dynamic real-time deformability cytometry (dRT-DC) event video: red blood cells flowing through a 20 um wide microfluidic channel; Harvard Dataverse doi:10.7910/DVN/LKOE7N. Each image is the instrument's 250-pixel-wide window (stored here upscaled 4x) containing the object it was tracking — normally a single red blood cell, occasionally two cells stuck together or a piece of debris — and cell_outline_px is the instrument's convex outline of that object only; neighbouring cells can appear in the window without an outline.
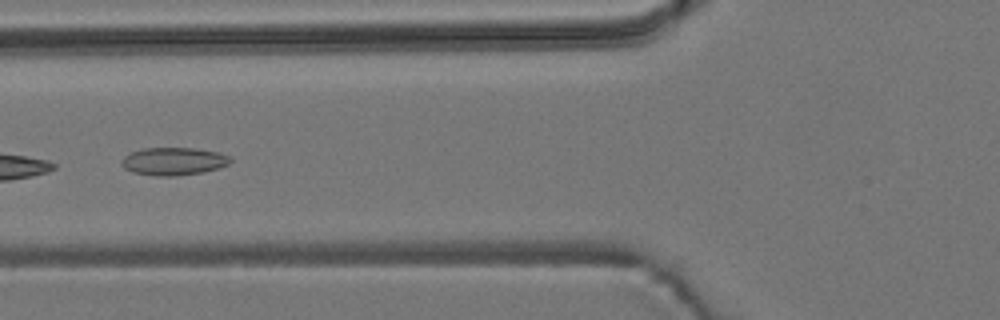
{"species": "common noctule bat (a hibernating species)", "species_latin": "Nyctalus noctula", "temperature_condition": "room temperature", "stored_images_in_passage": 6, "segment_of_instrument_passage": [2, 2], "camera_frame_rate_fps": 3000, "um_per_image_px": 0.085, "animal": {"sex": "male", "body_mass_g": 19.2, "forearm_length_mm": 51.8}, "frame": {"image": 1, "passage_image": 4, "time_ms": 1.0, "image_size_px": [1000, 320], "cell_outline_px": [[232, 160], [228, 164], [220, 168], [204, 172], [176, 176], [156, 176], [132, 172], [124, 168], [120, 164], [124, 156], [132, 152], [144, 148], [192, 148], [220, 152], [232, 156]], "centroid_in_image_um": [14.79, 13.71], "position_along_channel_um": 111.0, "area_um2": 17.8}}
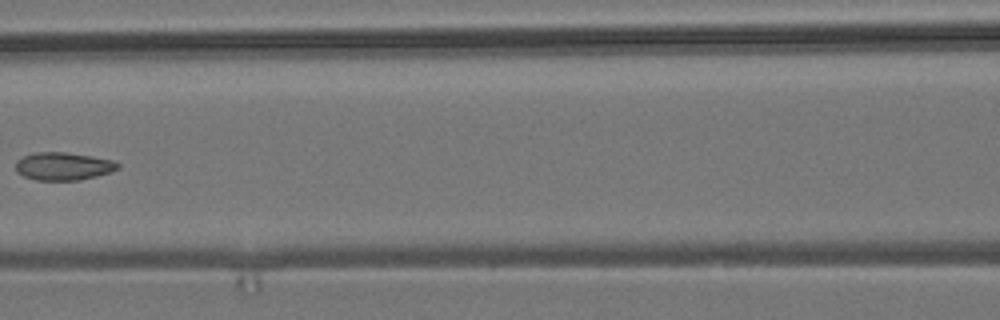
{"frame": {"image": 2, "passage_image": 5, "time_ms": 1.333, "image_size_px": [1000, 320], "cell_outline_px": [[120, 168], [96, 176], [76, 180], [36, 180], [24, 176], [16, 172], [16, 160], [24, 156], [36, 152], [64, 152], [92, 156], [112, 160], [120, 164]], "centroid_in_image_um": [5.36, 14.12], "position_along_channel_um": 161.2, "area_um2": 16.47}}
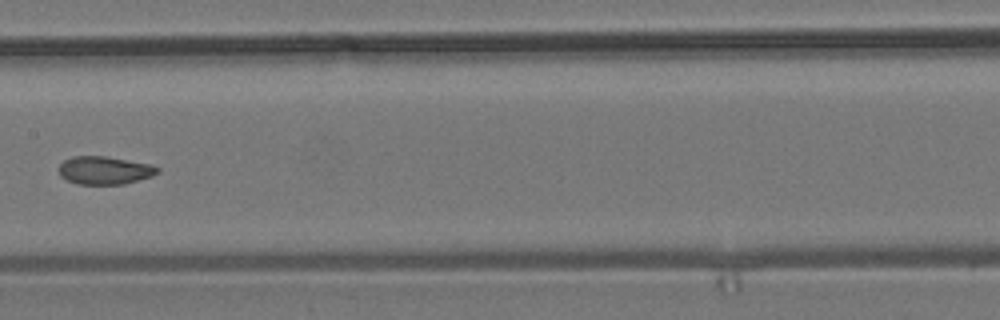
{"frame": {"image": 3, "passage_image": 6, "time_ms": 1.667, "image_size_px": [1000, 320], "cell_outline_px": [[160, 172], [152, 176], [124, 184], [76, 184], [60, 176], [60, 164], [64, 160], [72, 156], [104, 156], [148, 164], [160, 168]], "centroid_in_image_um": [8.88, 14.48], "position_along_channel_um": 198.5, "area_um2": 15.95}}